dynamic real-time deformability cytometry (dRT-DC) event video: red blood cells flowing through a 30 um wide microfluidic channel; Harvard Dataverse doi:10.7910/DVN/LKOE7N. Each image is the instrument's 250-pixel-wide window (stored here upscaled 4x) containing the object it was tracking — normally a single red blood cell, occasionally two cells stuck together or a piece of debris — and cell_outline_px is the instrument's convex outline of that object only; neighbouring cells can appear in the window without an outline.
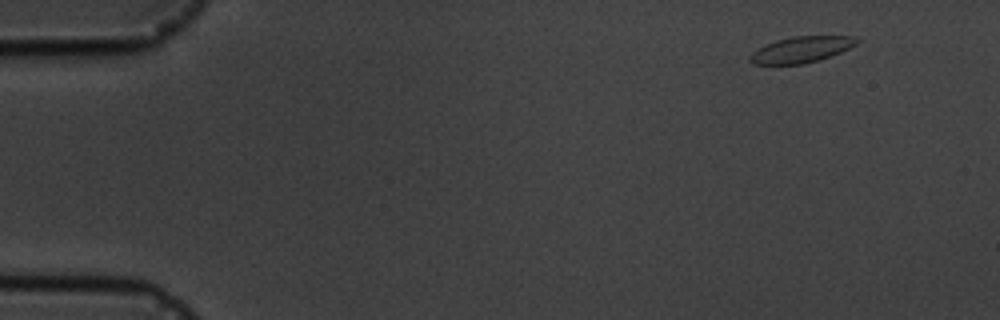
{"species": "common noctule bat (a hibernating species)", "species_latin": "Nyctalus noctula", "temperature_condition": "cold", "stored_images_in_passage": 4, "camera_frame_rate_fps": 3000, "um_per_image_px": 0.085, "animal": {"sex": "male", "body_mass_g": 19.5, "forearm_length_mm": 54.6}, "frame": {"image": 1, "passage_image": 1, "time_ms": 0.0, "image_size_px": [1000, 320], "cell_outline_px": [[860, 40], [856, 44], [840, 52], [820, 60], [804, 64], [752, 64], [748, 60], [748, 56], [752, 52], [764, 44], [776, 40], [792, 36], [856, 36]], "centroid_in_image_um": [68.07, 4.21], "position_along_channel_um": 16.9, "area_um2": 16.36}}